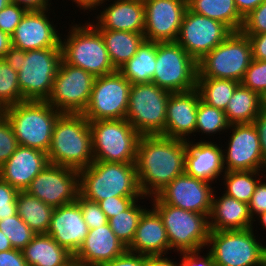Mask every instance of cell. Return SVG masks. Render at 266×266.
Listing matches in <instances>:
<instances>
[{
    "mask_svg": "<svg viewBox=\"0 0 266 266\" xmlns=\"http://www.w3.org/2000/svg\"><path fill=\"white\" fill-rule=\"evenodd\" d=\"M18 70V84L25 101H47L62 60L61 47L30 51L13 49L10 54Z\"/></svg>",
    "mask_w": 266,
    "mask_h": 266,
    "instance_id": "277c9868",
    "label": "cell"
},
{
    "mask_svg": "<svg viewBox=\"0 0 266 266\" xmlns=\"http://www.w3.org/2000/svg\"><path fill=\"white\" fill-rule=\"evenodd\" d=\"M186 141L157 135H141L135 166L141 192L153 197L184 173Z\"/></svg>",
    "mask_w": 266,
    "mask_h": 266,
    "instance_id": "6da1fadb",
    "label": "cell"
},
{
    "mask_svg": "<svg viewBox=\"0 0 266 266\" xmlns=\"http://www.w3.org/2000/svg\"><path fill=\"white\" fill-rule=\"evenodd\" d=\"M60 266H81L80 262L76 259V257L73 255L67 262Z\"/></svg>",
    "mask_w": 266,
    "mask_h": 266,
    "instance_id": "be15d7a7",
    "label": "cell"
},
{
    "mask_svg": "<svg viewBox=\"0 0 266 266\" xmlns=\"http://www.w3.org/2000/svg\"><path fill=\"white\" fill-rule=\"evenodd\" d=\"M12 50L11 36L0 30V59L10 58Z\"/></svg>",
    "mask_w": 266,
    "mask_h": 266,
    "instance_id": "6f0895ef",
    "label": "cell"
},
{
    "mask_svg": "<svg viewBox=\"0 0 266 266\" xmlns=\"http://www.w3.org/2000/svg\"><path fill=\"white\" fill-rule=\"evenodd\" d=\"M240 82L236 80L197 77V89L207 105L225 111L229 100Z\"/></svg>",
    "mask_w": 266,
    "mask_h": 266,
    "instance_id": "d590c367",
    "label": "cell"
},
{
    "mask_svg": "<svg viewBox=\"0 0 266 266\" xmlns=\"http://www.w3.org/2000/svg\"><path fill=\"white\" fill-rule=\"evenodd\" d=\"M49 164L47 153L19 145L0 167V178L18 191H25L31 181Z\"/></svg>",
    "mask_w": 266,
    "mask_h": 266,
    "instance_id": "cb8c5ba5",
    "label": "cell"
},
{
    "mask_svg": "<svg viewBox=\"0 0 266 266\" xmlns=\"http://www.w3.org/2000/svg\"><path fill=\"white\" fill-rule=\"evenodd\" d=\"M260 109L266 111V90L260 95Z\"/></svg>",
    "mask_w": 266,
    "mask_h": 266,
    "instance_id": "e7e4bbea",
    "label": "cell"
},
{
    "mask_svg": "<svg viewBox=\"0 0 266 266\" xmlns=\"http://www.w3.org/2000/svg\"><path fill=\"white\" fill-rule=\"evenodd\" d=\"M71 1L77 6V8L79 7V9L83 10L84 12L86 10H89V12L91 11L94 12V10L98 9L100 10V8H103L104 6L102 5V3H104L106 0H71Z\"/></svg>",
    "mask_w": 266,
    "mask_h": 266,
    "instance_id": "680465c9",
    "label": "cell"
},
{
    "mask_svg": "<svg viewBox=\"0 0 266 266\" xmlns=\"http://www.w3.org/2000/svg\"><path fill=\"white\" fill-rule=\"evenodd\" d=\"M228 131V146L222 149L225 171H266L255 125L230 124Z\"/></svg>",
    "mask_w": 266,
    "mask_h": 266,
    "instance_id": "e0dca14e",
    "label": "cell"
},
{
    "mask_svg": "<svg viewBox=\"0 0 266 266\" xmlns=\"http://www.w3.org/2000/svg\"><path fill=\"white\" fill-rule=\"evenodd\" d=\"M98 30L100 31L106 44L110 61L116 70H118L136 54L139 46L145 40L143 33L121 30Z\"/></svg>",
    "mask_w": 266,
    "mask_h": 266,
    "instance_id": "f546056e",
    "label": "cell"
},
{
    "mask_svg": "<svg viewBox=\"0 0 266 266\" xmlns=\"http://www.w3.org/2000/svg\"><path fill=\"white\" fill-rule=\"evenodd\" d=\"M212 183L191 177L185 172L166 185L151 203H165L187 211L210 215L213 194Z\"/></svg>",
    "mask_w": 266,
    "mask_h": 266,
    "instance_id": "ac0fdd59",
    "label": "cell"
},
{
    "mask_svg": "<svg viewBox=\"0 0 266 266\" xmlns=\"http://www.w3.org/2000/svg\"><path fill=\"white\" fill-rule=\"evenodd\" d=\"M127 250L146 256L169 254L166 229L161 217L152 207L142 214L134 239Z\"/></svg>",
    "mask_w": 266,
    "mask_h": 266,
    "instance_id": "4316f807",
    "label": "cell"
},
{
    "mask_svg": "<svg viewBox=\"0 0 266 266\" xmlns=\"http://www.w3.org/2000/svg\"><path fill=\"white\" fill-rule=\"evenodd\" d=\"M0 231L10 240L13 249L21 251L36 235L18 214L6 219H0Z\"/></svg>",
    "mask_w": 266,
    "mask_h": 266,
    "instance_id": "ab89813d",
    "label": "cell"
},
{
    "mask_svg": "<svg viewBox=\"0 0 266 266\" xmlns=\"http://www.w3.org/2000/svg\"><path fill=\"white\" fill-rule=\"evenodd\" d=\"M264 173L266 171H225L221 179L225 186L223 193L248 204L258 182L266 176Z\"/></svg>",
    "mask_w": 266,
    "mask_h": 266,
    "instance_id": "e575fe53",
    "label": "cell"
},
{
    "mask_svg": "<svg viewBox=\"0 0 266 266\" xmlns=\"http://www.w3.org/2000/svg\"><path fill=\"white\" fill-rule=\"evenodd\" d=\"M260 110V96L240 83L224 112L230 124H242L253 123Z\"/></svg>",
    "mask_w": 266,
    "mask_h": 266,
    "instance_id": "836d02e7",
    "label": "cell"
},
{
    "mask_svg": "<svg viewBox=\"0 0 266 266\" xmlns=\"http://www.w3.org/2000/svg\"><path fill=\"white\" fill-rule=\"evenodd\" d=\"M127 247L116 237L109 224L90 229L88 235L74 255L81 266H102L119 257Z\"/></svg>",
    "mask_w": 266,
    "mask_h": 266,
    "instance_id": "484cf974",
    "label": "cell"
},
{
    "mask_svg": "<svg viewBox=\"0 0 266 266\" xmlns=\"http://www.w3.org/2000/svg\"><path fill=\"white\" fill-rule=\"evenodd\" d=\"M88 232L89 228L83 219L81 208L77 202H73L54 209L46 234L75 255Z\"/></svg>",
    "mask_w": 266,
    "mask_h": 266,
    "instance_id": "603a6c76",
    "label": "cell"
},
{
    "mask_svg": "<svg viewBox=\"0 0 266 266\" xmlns=\"http://www.w3.org/2000/svg\"><path fill=\"white\" fill-rule=\"evenodd\" d=\"M94 161L135 163L141 135L126 119L89 121Z\"/></svg>",
    "mask_w": 266,
    "mask_h": 266,
    "instance_id": "52a82bcc",
    "label": "cell"
},
{
    "mask_svg": "<svg viewBox=\"0 0 266 266\" xmlns=\"http://www.w3.org/2000/svg\"><path fill=\"white\" fill-rule=\"evenodd\" d=\"M229 127L230 123L223 110L207 105L201 99L199 100L195 134L199 132V136L201 133V135H205L206 138L210 139L207 136L213 135L214 138L218 132V135L228 132Z\"/></svg>",
    "mask_w": 266,
    "mask_h": 266,
    "instance_id": "74e56055",
    "label": "cell"
},
{
    "mask_svg": "<svg viewBox=\"0 0 266 266\" xmlns=\"http://www.w3.org/2000/svg\"><path fill=\"white\" fill-rule=\"evenodd\" d=\"M246 36L251 44L253 59L266 61V33Z\"/></svg>",
    "mask_w": 266,
    "mask_h": 266,
    "instance_id": "816d5d0a",
    "label": "cell"
},
{
    "mask_svg": "<svg viewBox=\"0 0 266 266\" xmlns=\"http://www.w3.org/2000/svg\"><path fill=\"white\" fill-rule=\"evenodd\" d=\"M187 8L197 14L222 22L232 32L240 31L244 18L234 0H187Z\"/></svg>",
    "mask_w": 266,
    "mask_h": 266,
    "instance_id": "1f68e13d",
    "label": "cell"
},
{
    "mask_svg": "<svg viewBox=\"0 0 266 266\" xmlns=\"http://www.w3.org/2000/svg\"><path fill=\"white\" fill-rule=\"evenodd\" d=\"M145 40L175 42L187 10V0H143Z\"/></svg>",
    "mask_w": 266,
    "mask_h": 266,
    "instance_id": "d6986e66",
    "label": "cell"
},
{
    "mask_svg": "<svg viewBox=\"0 0 266 266\" xmlns=\"http://www.w3.org/2000/svg\"><path fill=\"white\" fill-rule=\"evenodd\" d=\"M240 83L260 96L266 90V61L253 59Z\"/></svg>",
    "mask_w": 266,
    "mask_h": 266,
    "instance_id": "60d3db41",
    "label": "cell"
},
{
    "mask_svg": "<svg viewBox=\"0 0 266 266\" xmlns=\"http://www.w3.org/2000/svg\"><path fill=\"white\" fill-rule=\"evenodd\" d=\"M231 33L232 31L222 22L194 13L187 8L175 42L198 62Z\"/></svg>",
    "mask_w": 266,
    "mask_h": 266,
    "instance_id": "9a60e30c",
    "label": "cell"
},
{
    "mask_svg": "<svg viewBox=\"0 0 266 266\" xmlns=\"http://www.w3.org/2000/svg\"><path fill=\"white\" fill-rule=\"evenodd\" d=\"M24 101L18 84V70L10 58L0 59V109Z\"/></svg>",
    "mask_w": 266,
    "mask_h": 266,
    "instance_id": "f35d334b",
    "label": "cell"
},
{
    "mask_svg": "<svg viewBox=\"0 0 266 266\" xmlns=\"http://www.w3.org/2000/svg\"><path fill=\"white\" fill-rule=\"evenodd\" d=\"M25 191L54 208L76 202L79 195V170L49 164Z\"/></svg>",
    "mask_w": 266,
    "mask_h": 266,
    "instance_id": "2e32d148",
    "label": "cell"
},
{
    "mask_svg": "<svg viewBox=\"0 0 266 266\" xmlns=\"http://www.w3.org/2000/svg\"><path fill=\"white\" fill-rule=\"evenodd\" d=\"M239 14L244 18L256 9L264 0H234Z\"/></svg>",
    "mask_w": 266,
    "mask_h": 266,
    "instance_id": "9f6ffc18",
    "label": "cell"
},
{
    "mask_svg": "<svg viewBox=\"0 0 266 266\" xmlns=\"http://www.w3.org/2000/svg\"><path fill=\"white\" fill-rule=\"evenodd\" d=\"M102 266H148V256L126 250L119 257Z\"/></svg>",
    "mask_w": 266,
    "mask_h": 266,
    "instance_id": "f907efd6",
    "label": "cell"
},
{
    "mask_svg": "<svg viewBox=\"0 0 266 266\" xmlns=\"http://www.w3.org/2000/svg\"><path fill=\"white\" fill-rule=\"evenodd\" d=\"M50 164L80 170L94 162L92 133L82 113H61L47 152Z\"/></svg>",
    "mask_w": 266,
    "mask_h": 266,
    "instance_id": "7a4b0ae2",
    "label": "cell"
},
{
    "mask_svg": "<svg viewBox=\"0 0 266 266\" xmlns=\"http://www.w3.org/2000/svg\"><path fill=\"white\" fill-rule=\"evenodd\" d=\"M142 197H111L98 202L107 219L125 211L135 200Z\"/></svg>",
    "mask_w": 266,
    "mask_h": 266,
    "instance_id": "7dc6e473",
    "label": "cell"
},
{
    "mask_svg": "<svg viewBox=\"0 0 266 266\" xmlns=\"http://www.w3.org/2000/svg\"><path fill=\"white\" fill-rule=\"evenodd\" d=\"M240 31L245 35L266 33V0L244 17Z\"/></svg>",
    "mask_w": 266,
    "mask_h": 266,
    "instance_id": "ee69618b",
    "label": "cell"
},
{
    "mask_svg": "<svg viewBox=\"0 0 266 266\" xmlns=\"http://www.w3.org/2000/svg\"><path fill=\"white\" fill-rule=\"evenodd\" d=\"M253 124L256 127L259 136L262 156L264 158V161L266 162V111L260 110V113L254 119Z\"/></svg>",
    "mask_w": 266,
    "mask_h": 266,
    "instance_id": "db71d44e",
    "label": "cell"
},
{
    "mask_svg": "<svg viewBox=\"0 0 266 266\" xmlns=\"http://www.w3.org/2000/svg\"><path fill=\"white\" fill-rule=\"evenodd\" d=\"M148 266H179V262L170 259L167 255L148 256Z\"/></svg>",
    "mask_w": 266,
    "mask_h": 266,
    "instance_id": "91938a15",
    "label": "cell"
},
{
    "mask_svg": "<svg viewBox=\"0 0 266 266\" xmlns=\"http://www.w3.org/2000/svg\"><path fill=\"white\" fill-rule=\"evenodd\" d=\"M20 146L48 152L60 111L47 101H24L1 110Z\"/></svg>",
    "mask_w": 266,
    "mask_h": 266,
    "instance_id": "5b68a950",
    "label": "cell"
},
{
    "mask_svg": "<svg viewBox=\"0 0 266 266\" xmlns=\"http://www.w3.org/2000/svg\"><path fill=\"white\" fill-rule=\"evenodd\" d=\"M13 249L10 240L0 231V252Z\"/></svg>",
    "mask_w": 266,
    "mask_h": 266,
    "instance_id": "94428289",
    "label": "cell"
},
{
    "mask_svg": "<svg viewBox=\"0 0 266 266\" xmlns=\"http://www.w3.org/2000/svg\"><path fill=\"white\" fill-rule=\"evenodd\" d=\"M254 228L210 230L206 249H209L215 265L256 266L259 264L266 257V244L263 238L258 239L259 235L255 236L257 233L254 232Z\"/></svg>",
    "mask_w": 266,
    "mask_h": 266,
    "instance_id": "9c48e42d",
    "label": "cell"
},
{
    "mask_svg": "<svg viewBox=\"0 0 266 266\" xmlns=\"http://www.w3.org/2000/svg\"><path fill=\"white\" fill-rule=\"evenodd\" d=\"M256 266H266V257Z\"/></svg>",
    "mask_w": 266,
    "mask_h": 266,
    "instance_id": "003e7915",
    "label": "cell"
},
{
    "mask_svg": "<svg viewBox=\"0 0 266 266\" xmlns=\"http://www.w3.org/2000/svg\"><path fill=\"white\" fill-rule=\"evenodd\" d=\"M146 198L150 199V197L143 196L141 199L135 200L125 211L108 219L111 230L127 248L134 239L142 214L148 209L145 205L141 206L139 200L142 201V199Z\"/></svg>",
    "mask_w": 266,
    "mask_h": 266,
    "instance_id": "8d00e7d4",
    "label": "cell"
},
{
    "mask_svg": "<svg viewBox=\"0 0 266 266\" xmlns=\"http://www.w3.org/2000/svg\"><path fill=\"white\" fill-rule=\"evenodd\" d=\"M201 99L198 89L171 93L167 101L166 124L163 136L190 141L195 135L198 103Z\"/></svg>",
    "mask_w": 266,
    "mask_h": 266,
    "instance_id": "44dd1931",
    "label": "cell"
},
{
    "mask_svg": "<svg viewBox=\"0 0 266 266\" xmlns=\"http://www.w3.org/2000/svg\"><path fill=\"white\" fill-rule=\"evenodd\" d=\"M51 1L52 0H10L11 3L17 4L26 11L49 9L52 6Z\"/></svg>",
    "mask_w": 266,
    "mask_h": 266,
    "instance_id": "11a10c76",
    "label": "cell"
},
{
    "mask_svg": "<svg viewBox=\"0 0 266 266\" xmlns=\"http://www.w3.org/2000/svg\"><path fill=\"white\" fill-rule=\"evenodd\" d=\"M156 65V42L144 40L136 54L118 71L133 85L152 82Z\"/></svg>",
    "mask_w": 266,
    "mask_h": 266,
    "instance_id": "4dcf8cb0",
    "label": "cell"
},
{
    "mask_svg": "<svg viewBox=\"0 0 266 266\" xmlns=\"http://www.w3.org/2000/svg\"><path fill=\"white\" fill-rule=\"evenodd\" d=\"M68 34L61 36L62 60L82 68L94 77L116 71L100 31L87 20L85 24H69ZM63 38V39H62Z\"/></svg>",
    "mask_w": 266,
    "mask_h": 266,
    "instance_id": "8992f818",
    "label": "cell"
},
{
    "mask_svg": "<svg viewBox=\"0 0 266 266\" xmlns=\"http://www.w3.org/2000/svg\"><path fill=\"white\" fill-rule=\"evenodd\" d=\"M79 195L99 202L111 197H143L135 163L94 161L79 170Z\"/></svg>",
    "mask_w": 266,
    "mask_h": 266,
    "instance_id": "3957f363",
    "label": "cell"
},
{
    "mask_svg": "<svg viewBox=\"0 0 266 266\" xmlns=\"http://www.w3.org/2000/svg\"><path fill=\"white\" fill-rule=\"evenodd\" d=\"M22 253L28 266H60L73 256L47 234H36Z\"/></svg>",
    "mask_w": 266,
    "mask_h": 266,
    "instance_id": "f1b7e54d",
    "label": "cell"
},
{
    "mask_svg": "<svg viewBox=\"0 0 266 266\" xmlns=\"http://www.w3.org/2000/svg\"><path fill=\"white\" fill-rule=\"evenodd\" d=\"M76 202L81 208L83 219L90 229L99 228L108 223L105 213L100 209L97 202H93L78 195Z\"/></svg>",
    "mask_w": 266,
    "mask_h": 266,
    "instance_id": "7bdbcfd3",
    "label": "cell"
},
{
    "mask_svg": "<svg viewBox=\"0 0 266 266\" xmlns=\"http://www.w3.org/2000/svg\"><path fill=\"white\" fill-rule=\"evenodd\" d=\"M256 219V220H255ZM260 220V221H259ZM254 222L255 221H259L258 223V225H260L261 224V227H263L262 229L264 230H266V211L265 212H262V213H260V214H258L255 218H254V220H253Z\"/></svg>",
    "mask_w": 266,
    "mask_h": 266,
    "instance_id": "6125c7cd",
    "label": "cell"
},
{
    "mask_svg": "<svg viewBox=\"0 0 266 266\" xmlns=\"http://www.w3.org/2000/svg\"><path fill=\"white\" fill-rule=\"evenodd\" d=\"M19 146L8 119L0 113V167Z\"/></svg>",
    "mask_w": 266,
    "mask_h": 266,
    "instance_id": "b9f144b4",
    "label": "cell"
},
{
    "mask_svg": "<svg viewBox=\"0 0 266 266\" xmlns=\"http://www.w3.org/2000/svg\"><path fill=\"white\" fill-rule=\"evenodd\" d=\"M111 2L110 4H107ZM105 7L90 21L97 29L143 33L145 13L143 0H106ZM108 6H106V5ZM95 21V22H94Z\"/></svg>",
    "mask_w": 266,
    "mask_h": 266,
    "instance_id": "d4e9b609",
    "label": "cell"
},
{
    "mask_svg": "<svg viewBox=\"0 0 266 266\" xmlns=\"http://www.w3.org/2000/svg\"><path fill=\"white\" fill-rule=\"evenodd\" d=\"M51 9L27 11L11 35L12 48L19 51H30L60 47L62 33L51 21ZM58 29V30H57Z\"/></svg>",
    "mask_w": 266,
    "mask_h": 266,
    "instance_id": "ffe728a7",
    "label": "cell"
},
{
    "mask_svg": "<svg viewBox=\"0 0 266 266\" xmlns=\"http://www.w3.org/2000/svg\"><path fill=\"white\" fill-rule=\"evenodd\" d=\"M198 67L176 42H156V65L152 82L168 92H185L197 87Z\"/></svg>",
    "mask_w": 266,
    "mask_h": 266,
    "instance_id": "7c38bea8",
    "label": "cell"
},
{
    "mask_svg": "<svg viewBox=\"0 0 266 266\" xmlns=\"http://www.w3.org/2000/svg\"><path fill=\"white\" fill-rule=\"evenodd\" d=\"M204 250H197V251H187V252H180L181 260L179 261V266H216L213 260L211 253L207 251V253H203L200 255Z\"/></svg>",
    "mask_w": 266,
    "mask_h": 266,
    "instance_id": "c3c4849f",
    "label": "cell"
},
{
    "mask_svg": "<svg viewBox=\"0 0 266 266\" xmlns=\"http://www.w3.org/2000/svg\"><path fill=\"white\" fill-rule=\"evenodd\" d=\"M16 204L17 214L36 234L47 233L54 207L26 191L18 192Z\"/></svg>",
    "mask_w": 266,
    "mask_h": 266,
    "instance_id": "d6a6232c",
    "label": "cell"
},
{
    "mask_svg": "<svg viewBox=\"0 0 266 266\" xmlns=\"http://www.w3.org/2000/svg\"><path fill=\"white\" fill-rule=\"evenodd\" d=\"M27 11L14 3H9L0 11V30L12 35Z\"/></svg>",
    "mask_w": 266,
    "mask_h": 266,
    "instance_id": "bcb514c9",
    "label": "cell"
},
{
    "mask_svg": "<svg viewBox=\"0 0 266 266\" xmlns=\"http://www.w3.org/2000/svg\"><path fill=\"white\" fill-rule=\"evenodd\" d=\"M201 139L199 142H195L196 139L194 138L193 140L191 138V141H186L184 172L191 177L217 183L218 178H221L225 173L223 146L212 142L211 139L210 141L204 140L202 137Z\"/></svg>",
    "mask_w": 266,
    "mask_h": 266,
    "instance_id": "7402d4cb",
    "label": "cell"
},
{
    "mask_svg": "<svg viewBox=\"0 0 266 266\" xmlns=\"http://www.w3.org/2000/svg\"><path fill=\"white\" fill-rule=\"evenodd\" d=\"M252 60V49L248 37L241 31L232 32L197 62L198 77L241 82Z\"/></svg>",
    "mask_w": 266,
    "mask_h": 266,
    "instance_id": "30bf717a",
    "label": "cell"
},
{
    "mask_svg": "<svg viewBox=\"0 0 266 266\" xmlns=\"http://www.w3.org/2000/svg\"><path fill=\"white\" fill-rule=\"evenodd\" d=\"M266 179V176L264 177ZM263 181V182H262ZM250 215L254 219L258 214L266 211V182L260 180L249 203Z\"/></svg>",
    "mask_w": 266,
    "mask_h": 266,
    "instance_id": "681fc988",
    "label": "cell"
},
{
    "mask_svg": "<svg viewBox=\"0 0 266 266\" xmlns=\"http://www.w3.org/2000/svg\"><path fill=\"white\" fill-rule=\"evenodd\" d=\"M151 205L164 224L170 250L180 253L206 248L210 233L209 218L206 214L187 211L165 203Z\"/></svg>",
    "mask_w": 266,
    "mask_h": 266,
    "instance_id": "ba28073f",
    "label": "cell"
},
{
    "mask_svg": "<svg viewBox=\"0 0 266 266\" xmlns=\"http://www.w3.org/2000/svg\"><path fill=\"white\" fill-rule=\"evenodd\" d=\"M18 190L0 178V219L17 214Z\"/></svg>",
    "mask_w": 266,
    "mask_h": 266,
    "instance_id": "f6af8a7d",
    "label": "cell"
},
{
    "mask_svg": "<svg viewBox=\"0 0 266 266\" xmlns=\"http://www.w3.org/2000/svg\"><path fill=\"white\" fill-rule=\"evenodd\" d=\"M94 79L91 73L61 60L47 102L61 113H83L90 100Z\"/></svg>",
    "mask_w": 266,
    "mask_h": 266,
    "instance_id": "5bb4252c",
    "label": "cell"
},
{
    "mask_svg": "<svg viewBox=\"0 0 266 266\" xmlns=\"http://www.w3.org/2000/svg\"><path fill=\"white\" fill-rule=\"evenodd\" d=\"M170 94L153 82L133 84L125 119L140 135H162Z\"/></svg>",
    "mask_w": 266,
    "mask_h": 266,
    "instance_id": "8fae6325",
    "label": "cell"
},
{
    "mask_svg": "<svg viewBox=\"0 0 266 266\" xmlns=\"http://www.w3.org/2000/svg\"><path fill=\"white\" fill-rule=\"evenodd\" d=\"M0 266H28L23 253L18 249L0 252Z\"/></svg>",
    "mask_w": 266,
    "mask_h": 266,
    "instance_id": "f5cc1de1",
    "label": "cell"
},
{
    "mask_svg": "<svg viewBox=\"0 0 266 266\" xmlns=\"http://www.w3.org/2000/svg\"><path fill=\"white\" fill-rule=\"evenodd\" d=\"M9 3L10 0H0V11L4 9Z\"/></svg>",
    "mask_w": 266,
    "mask_h": 266,
    "instance_id": "03108f58",
    "label": "cell"
},
{
    "mask_svg": "<svg viewBox=\"0 0 266 266\" xmlns=\"http://www.w3.org/2000/svg\"><path fill=\"white\" fill-rule=\"evenodd\" d=\"M216 193L217 191H214L208 217L210 230H245L254 226V219L250 215L247 203L231 198L224 193L218 197Z\"/></svg>",
    "mask_w": 266,
    "mask_h": 266,
    "instance_id": "83f0119b",
    "label": "cell"
},
{
    "mask_svg": "<svg viewBox=\"0 0 266 266\" xmlns=\"http://www.w3.org/2000/svg\"><path fill=\"white\" fill-rule=\"evenodd\" d=\"M131 86L118 70L95 77L89 103L82 115L88 121L125 119Z\"/></svg>",
    "mask_w": 266,
    "mask_h": 266,
    "instance_id": "4fadbf2b",
    "label": "cell"
}]
</instances>
